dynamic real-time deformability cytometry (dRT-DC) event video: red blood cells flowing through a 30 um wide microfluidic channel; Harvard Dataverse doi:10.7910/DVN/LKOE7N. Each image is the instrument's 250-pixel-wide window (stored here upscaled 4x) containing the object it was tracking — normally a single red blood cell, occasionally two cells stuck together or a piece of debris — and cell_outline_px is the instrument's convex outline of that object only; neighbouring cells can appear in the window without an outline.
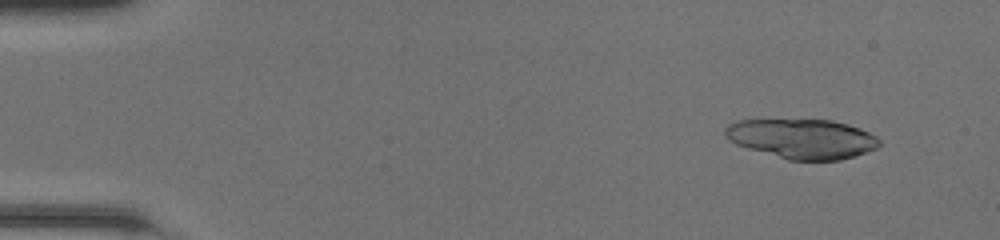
{"species": "common noctule bat (a hibernating species)", "species_latin": "Nyctalus noctula", "temperature_condition": "room temperature", "stored_images_in_passage": 24, "camera_frame_rate_fps": 3000, "um_per_image_px": 0.085, "animal": {"sex": "female", "body_mass_g": 20.0, "forearm_length_mm": 54.0}, "frame": {"image": 1, "passage_image": 5, "time_ms": 1.333, "image_size_px": [1000, 240], "cell_outline_px": [[880, 144], [876, 148], [840, 160], [788, 160], [748, 148], [736, 144], [728, 140], [724, 136], [724, 128], [728, 124], [736, 120], [832, 120], [848, 124], [860, 128], [876, 136], [880, 140]], "centroid_in_image_um": [68.15, 11.79], "position_along_channel_um": 16.9, "area_um2": 35.55}}